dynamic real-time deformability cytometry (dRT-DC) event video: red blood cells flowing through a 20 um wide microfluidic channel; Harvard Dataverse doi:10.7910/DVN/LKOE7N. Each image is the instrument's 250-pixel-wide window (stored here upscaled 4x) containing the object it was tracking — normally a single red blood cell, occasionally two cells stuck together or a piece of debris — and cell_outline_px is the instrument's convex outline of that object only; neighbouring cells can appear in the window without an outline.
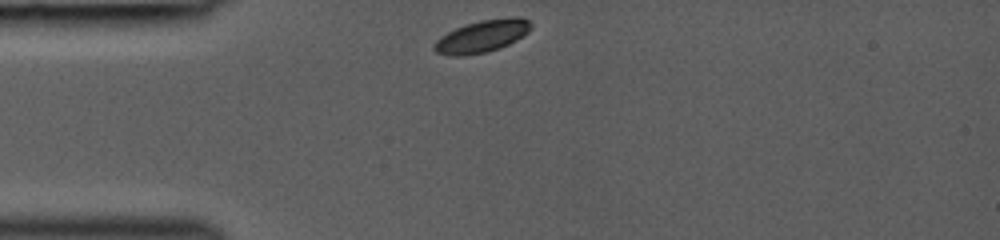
{"species": "common noctule bat (a hibernating species)", "species_latin": "Nyctalus noctula", "temperature_condition": "room temperature", "stored_images_in_passage": 29, "camera_frame_rate_fps": 3000, "um_per_image_px": 0.085, "animal": {"sex": "female", "body_mass_g": 19.0, "forearm_length_mm": 53.3}, "frame": {"image": 1, "passage_image": 1, "time_ms": 0.0, "image_size_px": [1000, 240], "cell_outline_px": [[532, 28], [528, 32], [516, 40], [500, 48], [488, 52], [464, 56], [452, 56], [436, 52], [432, 48], [432, 44], [440, 36], [456, 28], [480, 20], [512, 16], [520, 16], [532, 20]], "centroid_in_image_um": [41.0, 3.07], "position_along_channel_um": 44.0, "area_um2": 18.5}}
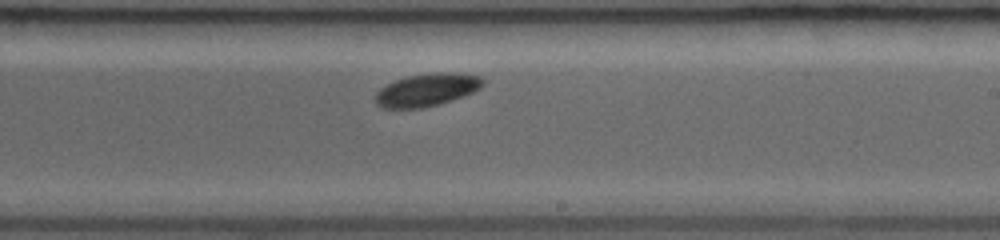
{"frame": {"image": 2, "passage_image": 17, "time_ms": 5.333, "image_size_px": [1000, 240], "cell_outline_px": [[484, 84], [480, 88], [472, 92], [440, 104], [420, 108], [384, 108], [376, 104], [376, 92], [380, 88], [396, 80], [408, 76], [440, 72], [460, 72], [480, 76], [484, 80]], "centroid_in_image_um": [36.31, 7.63], "position_along_channel_um": 252.7, "area_um2": 20.35}}
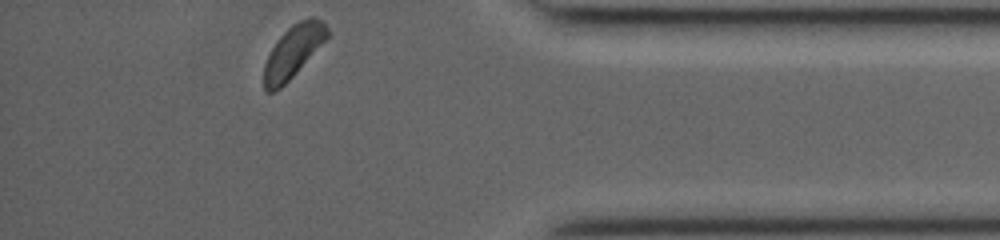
{"frame": {"image": 3, "passage_image": 29, "time_ms": 9.333, "image_size_px": [1000, 240], "cell_outline_px": [[328, 36], [296, 72], [276, 92], [268, 92], [264, 88], [264, 64], [276, 40], [292, 24], [308, 16], [316, 16], [328, 28]], "centroid_in_image_um": [24.9, 4.35], "position_along_channel_um": 410.3, "area_um2": 18.9}}